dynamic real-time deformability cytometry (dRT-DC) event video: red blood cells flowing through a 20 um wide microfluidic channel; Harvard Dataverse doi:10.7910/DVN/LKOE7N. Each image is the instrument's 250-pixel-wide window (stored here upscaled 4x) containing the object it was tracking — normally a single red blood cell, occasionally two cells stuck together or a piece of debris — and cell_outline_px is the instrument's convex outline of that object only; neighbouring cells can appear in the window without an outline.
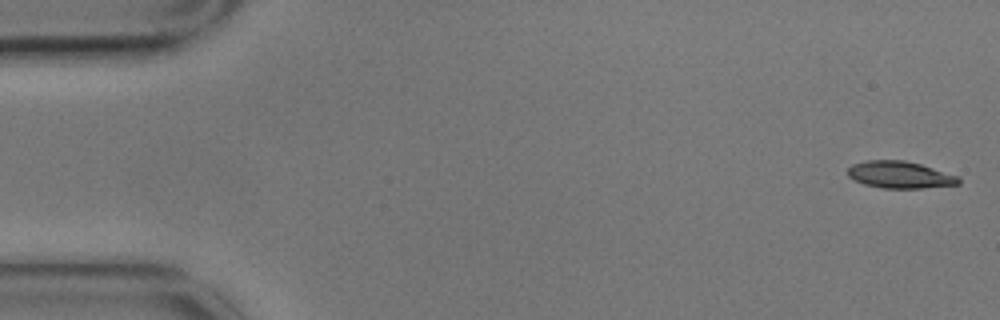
{"species": "common noctule bat (a hibernating species)", "species_latin": "Nyctalus noctula", "temperature_condition": "cold", "stored_images_in_passage": 15, "camera_frame_rate_fps": 3000, "um_per_image_px": 0.085, "animal": {"sex": "male", "body_mass_g": 17.9}, "frame": {"image": 1, "passage_image": 1, "time_ms": 0.0, "image_size_px": [1000, 320], "cell_outline_px": [[960, 184], [920, 188], [884, 188], [864, 184], [852, 180], [848, 176], [848, 168], [852, 164], [868, 160], [904, 160], [920, 164], [960, 176]], "centroid_in_image_um": [76.48, 14.85], "position_along_channel_um": 8.5, "area_um2": 17.46}}
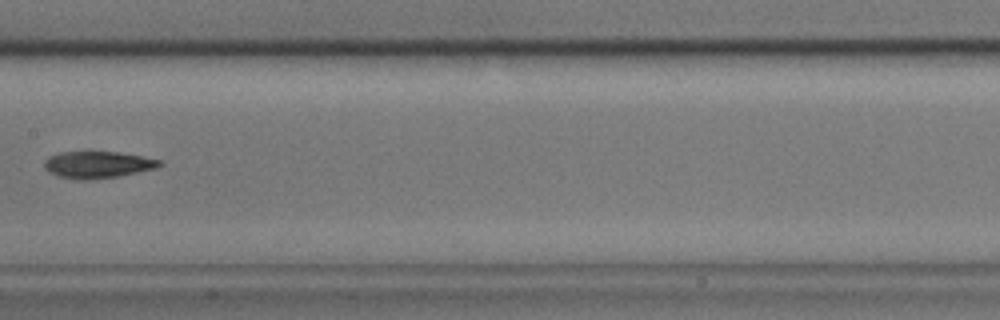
{"frame": {"image": 2, "passage_image": 8, "time_ms": 2.333, "image_size_px": [1000, 320], "cell_outline_px": [[164, 164], [156, 168], [120, 176], [88, 180], [76, 180], [60, 176], [48, 172], [44, 168], [44, 160], [48, 156], [60, 152], [120, 152], [160, 160]], "centroid_in_image_um": [8.28, 14.0], "position_along_channel_um": 199.1, "area_um2": 18.09}}
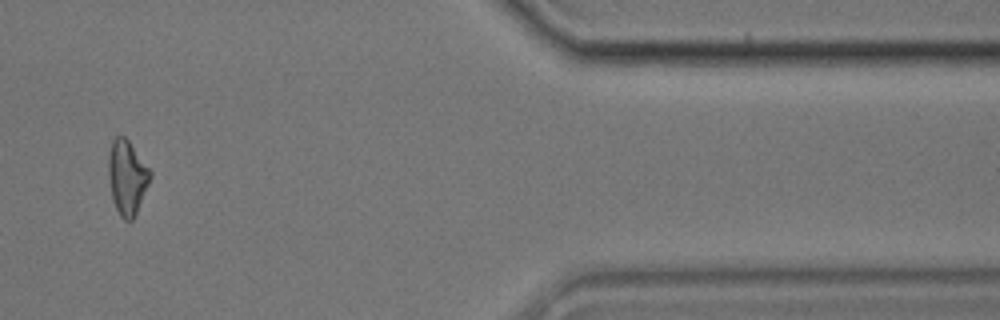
{"frame": {"image": 3, "passage_image": 13, "time_ms": 4.0, "image_size_px": [1000, 320], "cell_outline_px": [[152, 176], [136, 212], [132, 220], [124, 220], [120, 216], [116, 208], [112, 196], [108, 176], [108, 156], [112, 140], [116, 136], [124, 136], [128, 140], [152, 172]], "centroid_in_image_um": [10.79, 15.05], "position_along_channel_um": 400.6, "area_um2": 17.86}}